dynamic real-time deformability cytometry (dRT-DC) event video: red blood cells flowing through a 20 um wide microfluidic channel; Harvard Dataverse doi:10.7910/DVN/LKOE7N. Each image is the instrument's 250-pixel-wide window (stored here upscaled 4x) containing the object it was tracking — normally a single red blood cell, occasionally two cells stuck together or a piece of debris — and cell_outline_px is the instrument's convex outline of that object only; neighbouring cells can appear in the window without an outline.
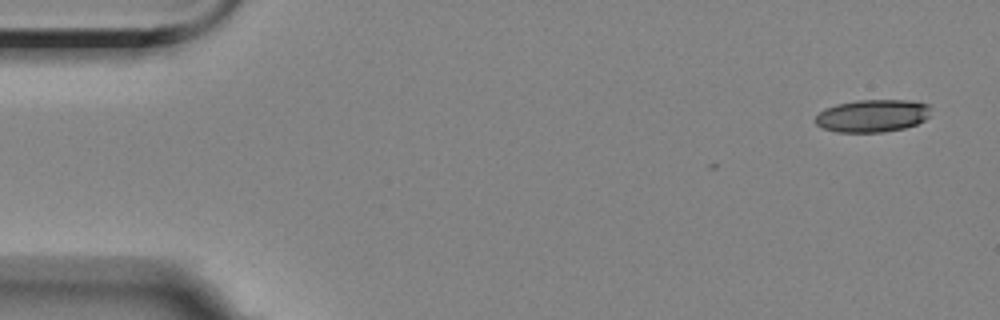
{"species": "Egyptian fruit bat (a non-hibernating species)", "species_latin": "Rousettus aegyptiacus", "temperature_condition": "room temperature", "stored_images_in_passage": 5, "camera_frame_rate_fps": 3000, "um_per_image_px": 0.085, "animal": {"sex": "female"}, "frame": {"image": 1, "passage_image": 1, "time_ms": 0.0, "image_size_px": [1000, 320], "cell_outline_px": [[928, 116], [924, 120], [916, 124], [904, 128], [884, 132], [836, 132], [824, 128], [816, 124], [816, 116], [824, 108], [836, 104], [856, 100], [908, 100], [928, 104]], "centroid_in_image_um": [74.13, 9.84], "position_along_channel_um": 10.9, "area_um2": 21.79}}
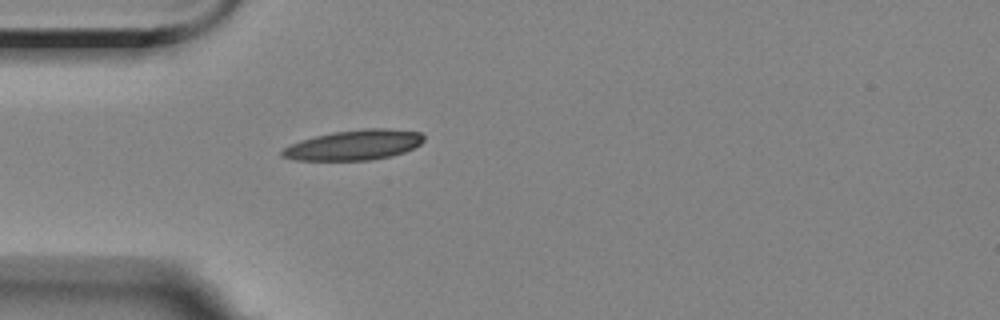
{"frame": {"image": 2, "passage_image": 5, "time_ms": 5.0, "image_size_px": [1000, 320], "cell_outline_px": [[424, 140], [420, 144], [404, 152], [392, 156], [372, 160], [292, 160], [280, 156], [280, 152], [284, 148], [300, 140], [332, 132], [364, 128], [388, 128], [424, 132]], "centroid_in_image_um": [30.12, 12.32], "position_along_channel_um": 54.9, "area_um2": 25.09}}